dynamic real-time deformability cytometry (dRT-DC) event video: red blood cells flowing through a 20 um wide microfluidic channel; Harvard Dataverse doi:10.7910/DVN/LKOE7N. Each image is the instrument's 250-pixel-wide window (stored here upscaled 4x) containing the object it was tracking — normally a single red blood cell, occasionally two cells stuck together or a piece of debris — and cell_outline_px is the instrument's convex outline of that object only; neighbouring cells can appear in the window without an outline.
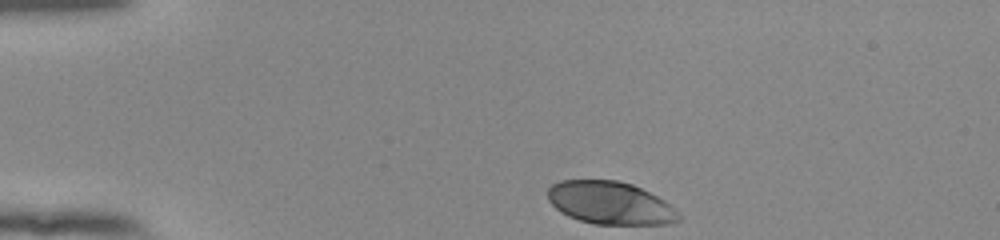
{"species": "human", "species_latin": "Homo sapiens", "temperature_condition": "room temperature", "stored_images_in_passage": 36, "camera_frame_rate_fps": 3000, "um_per_image_px": 0.085, "donor": {"sex": "female"}, "frame": {"image": 1, "passage_image": 1, "time_ms": 0.0, "image_size_px": [1000, 240], "cell_outline_px": [[680, 220], [672, 224], [596, 224], [580, 220], [568, 216], [560, 212], [548, 200], [548, 188], [552, 184], [560, 180], [616, 180], [632, 184], [664, 200], [680, 216]], "centroid_in_image_um": [51.84, 17.25], "position_along_channel_um": 33.2, "area_um2": 32.43}}
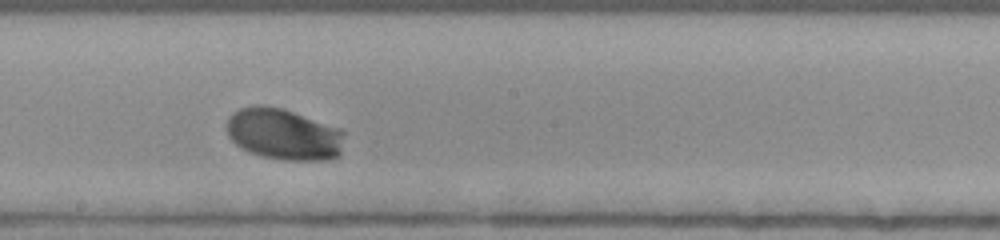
{"frame": {"image": 2, "passage_image": 21, "time_ms": 6.667, "image_size_px": [1000, 240], "cell_outline_px": [[344, 132], [340, 152], [336, 156], [328, 160], [284, 160], [260, 156], [240, 148], [228, 136], [228, 116], [232, 112], [240, 108], [252, 104], [260, 104], [284, 108], [340, 128]], "centroid_in_image_um": [24.08, 11.39], "position_along_channel_um": 224.1, "area_um2": 35.49}}
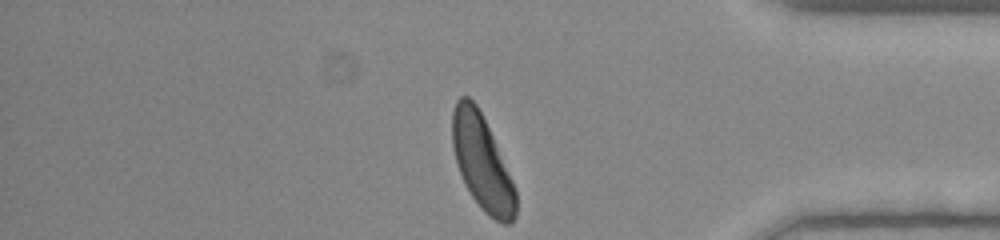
{"frame": {"image": 3, "passage_image": 36, "time_ms": 11.667, "image_size_px": [1000, 240], "cell_outline_px": [[516, 216], [512, 224], [504, 224], [488, 216], [480, 208], [472, 196], [456, 164], [452, 148], [452, 112], [456, 100], [460, 96], [468, 96], [476, 104], [492, 136], [516, 188]], "centroid_in_image_um": [40.97, 13.84], "position_along_channel_um": 394.2, "area_um2": 34.8}, "authors_computed_cell_mechanics": {"area_um2": 33.8419, "velocity_mm_per_s": 3.8075, "shape_relaxation_time_tau1_ms": 1.1651, "shape_relaxation_time_tau2_ms": null, "deformation_change_tau1": 0.1061, "deformation_change_tau2": null}}